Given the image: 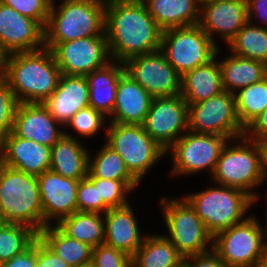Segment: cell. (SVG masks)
I'll return each instance as SVG.
<instances>
[{
	"label": "cell",
	"instance_id": "21",
	"mask_svg": "<svg viewBox=\"0 0 267 267\" xmlns=\"http://www.w3.org/2000/svg\"><path fill=\"white\" fill-rule=\"evenodd\" d=\"M134 205L108 209L104 215L105 244L126 253L131 258L140 248L147 230L142 231ZM144 232V233H143Z\"/></svg>",
	"mask_w": 267,
	"mask_h": 267
},
{
	"label": "cell",
	"instance_id": "48",
	"mask_svg": "<svg viewBox=\"0 0 267 267\" xmlns=\"http://www.w3.org/2000/svg\"><path fill=\"white\" fill-rule=\"evenodd\" d=\"M8 56L9 54L0 46V80L6 79Z\"/></svg>",
	"mask_w": 267,
	"mask_h": 267
},
{
	"label": "cell",
	"instance_id": "32",
	"mask_svg": "<svg viewBox=\"0 0 267 267\" xmlns=\"http://www.w3.org/2000/svg\"><path fill=\"white\" fill-rule=\"evenodd\" d=\"M226 46L231 54L267 64V28L247 22Z\"/></svg>",
	"mask_w": 267,
	"mask_h": 267
},
{
	"label": "cell",
	"instance_id": "7",
	"mask_svg": "<svg viewBox=\"0 0 267 267\" xmlns=\"http://www.w3.org/2000/svg\"><path fill=\"white\" fill-rule=\"evenodd\" d=\"M160 197L158 205L166 227L162 234L177 251L185 258L212 250L213 236L189 202L183 196Z\"/></svg>",
	"mask_w": 267,
	"mask_h": 267
},
{
	"label": "cell",
	"instance_id": "25",
	"mask_svg": "<svg viewBox=\"0 0 267 267\" xmlns=\"http://www.w3.org/2000/svg\"><path fill=\"white\" fill-rule=\"evenodd\" d=\"M124 72V63L111 60L85 76L89 85V106L107 118L112 115L116 103L117 85Z\"/></svg>",
	"mask_w": 267,
	"mask_h": 267
},
{
	"label": "cell",
	"instance_id": "1",
	"mask_svg": "<svg viewBox=\"0 0 267 267\" xmlns=\"http://www.w3.org/2000/svg\"><path fill=\"white\" fill-rule=\"evenodd\" d=\"M162 31L142 0L105 1V34L111 60L124 63L159 51Z\"/></svg>",
	"mask_w": 267,
	"mask_h": 267
},
{
	"label": "cell",
	"instance_id": "9",
	"mask_svg": "<svg viewBox=\"0 0 267 267\" xmlns=\"http://www.w3.org/2000/svg\"><path fill=\"white\" fill-rule=\"evenodd\" d=\"M258 214L213 237V251L227 267H256L267 258V241Z\"/></svg>",
	"mask_w": 267,
	"mask_h": 267
},
{
	"label": "cell",
	"instance_id": "15",
	"mask_svg": "<svg viewBox=\"0 0 267 267\" xmlns=\"http://www.w3.org/2000/svg\"><path fill=\"white\" fill-rule=\"evenodd\" d=\"M51 51L64 75L85 77L111 61L106 37H86L57 43Z\"/></svg>",
	"mask_w": 267,
	"mask_h": 267
},
{
	"label": "cell",
	"instance_id": "29",
	"mask_svg": "<svg viewBox=\"0 0 267 267\" xmlns=\"http://www.w3.org/2000/svg\"><path fill=\"white\" fill-rule=\"evenodd\" d=\"M38 238L71 267H83L92 262L93 247L68 237L54 224L45 226Z\"/></svg>",
	"mask_w": 267,
	"mask_h": 267
},
{
	"label": "cell",
	"instance_id": "41",
	"mask_svg": "<svg viewBox=\"0 0 267 267\" xmlns=\"http://www.w3.org/2000/svg\"><path fill=\"white\" fill-rule=\"evenodd\" d=\"M92 267H132V258L107 244L92 250Z\"/></svg>",
	"mask_w": 267,
	"mask_h": 267
},
{
	"label": "cell",
	"instance_id": "18",
	"mask_svg": "<svg viewBox=\"0 0 267 267\" xmlns=\"http://www.w3.org/2000/svg\"><path fill=\"white\" fill-rule=\"evenodd\" d=\"M0 46L8 54L41 49L44 47V28L0 2Z\"/></svg>",
	"mask_w": 267,
	"mask_h": 267
},
{
	"label": "cell",
	"instance_id": "24",
	"mask_svg": "<svg viewBox=\"0 0 267 267\" xmlns=\"http://www.w3.org/2000/svg\"><path fill=\"white\" fill-rule=\"evenodd\" d=\"M223 51L224 49L219 47L216 52L221 68L223 90L234 94L240 89L267 77L266 63L237 56L230 52L227 53L229 55L222 56L225 54Z\"/></svg>",
	"mask_w": 267,
	"mask_h": 267
},
{
	"label": "cell",
	"instance_id": "19",
	"mask_svg": "<svg viewBox=\"0 0 267 267\" xmlns=\"http://www.w3.org/2000/svg\"><path fill=\"white\" fill-rule=\"evenodd\" d=\"M13 132L23 139L51 148L64 135V127L53 118L43 103H19Z\"/></svg>",
	"mask_w": 267,
	"mask_h": 267
},
{
	"label": "cell",
	"instance_id": "35",
	"mask_svg": "<svg viewBox=\"0 0 267 267\" xmlns=\"http://www.w3.org/2000/svg\"><path fill=\"white\" fill-rule=\"evenodd\" d=\"M38 238V232L25 224L0 223V263L28 249Z\"/></svg>",
	"mask_w": 267,
	"mask_h": 267
},
{
	"label": "cell",
	"instance_id": "2",
	"mask_svg": "<svg viewBox=\"0 0 267 267\" xmlns=\"http://www.w3.org/2000/svg\"><path fill=\"white\" fill-rule=\"evenodd\" d=\"M61 75L46 47L11 53L7 59L6 80L19 103H44L56 90Z\"/></svg>",
	"mask_w": 267,
	"mask_h": 267
},
{
	"label": "cell",
	"instance_id": "6",
	"mask_svg": "<svg viewBox=\"0 0 267 267\" xmlns=\"http://www.w3.org/2000/svg\"><path fill=\"white\" fill-rule=\"evenodd\" d=\"M209 178L213 183L245 191L253 197L254 208L258 206L263 196L260 195L262 193H258L260 189L257 187L265 185L260 172L257 143L245 136L228 140Z\"/></svg>",
	"mask_w": 267,
	"mask_h": 267
},
{
	"label": "cell",
	"instance_id": "37",
	"mask_svg": "<svg viewBox=\"0 0 267 267\" xmlns=\"http://www.w3.org/2000/svg\"><path fill=\"white\" fill-rule=\"evenodd\" d=\"M95 186H98L99 199L109 208L123 207L132 200L130 193L136 192L140 186L137 180H110L101 178H89ZM129 194V195H128Z\"/></svg>",
	"mask_w": 267,
	"mask_h": 267
},
{
	"label": "cell",
	"instance_id": "11",
	"mask_svg": "<svg viewBox=\"0 0 267 267\" xmlns=\"http://www.w3.org/2000/svg\"><path fill=\"white\" fill-rule=\"evenodd\" d=\"M218 48L199 24L162 31L160 51L180 76L207 64Z\"/></svg>",
	"mask_w": 267,
	"mask_h": 267
},
{
	"label": "cell",
	"instance_id": "20",
	"mask_svg": "<svg viewBox=\"0 0 267 267\" xmlns=\"http://www.w3.org/2000/svg\"><path fill=\"white\" fill-rule=\"evenodd\" d=\"M0 162L27 174L39 176L50 170L51 148L23 139L12 131L0 141Z\"/></svg>",
	"mask_w": 267,
	"mask_h": 267
},
{
	"label": "cell",
	"instance_id": "50",
	"mask_svg": "<svg viewBox=\"0 0 267 267\" xmlns=\"http://www.w3.org/2000/svg\"><path fill=\"white\" fill-rule=\"evenodd\" d=\"M217 1H226V0H198L199 6L201 7L202 5L209 4L212 2H217Z\"/></svg>",
	"mask_w": 267,
	"mask_h": 267
},
{
	"label": "cell",
	"instance_id": "38",
	"mask_svg": "<svg viewBox=\"0 0 267 267\" xmlns=\"http://www.w3.org/2000/svg\"><path fill=\"white\" fill-rule=\"evenodd\" d=\"M109 208L99 199L98 186L86 176L79 180L77 211L104 214Z\"/></svg>",
	"mask_w": 267,
	"mask_h": 267
},
{
	"label": "cell",
	"instance_id": "28",
	"mask_svg": "<svg viewBox=\"0 0 267 267\" xmlns=\"http://www.w3.org/2000/svg\"><path fill=\"white\" fill-rule=\"evenodd\" d=\"M162 30L199 24L198 0H142Z\"/></svg>",
	"mask_w": 267,
	"mask_h": 267
},
{
	"label": "cell",
	"instance_id": "36",
	"mask_svg": "<svg viewBox=\"0 0 267 267\" xmlns=\"http://www.w3.org/2000/svg\"><path fill=\"white\" fill-rule=\"evenodd\" d=\"M107 125L108 118L91 106H88L79 110L66 123L64 126V135L79 140H89L90 138H95L97 135H101L102 131L104 133L102 135H106Z\"/></svg>",
	"mask_w": 267,
	"mask_h": 267
},
{
	"label": "cell",
	"instance_id": "14",
	"mask_svg": "<svg viewBox=\"0 0 267 267\" xmlns=\"http://www.w3.org/2000/svg\"><path fill=\"white\" fill-rule=\"evenodd\" d=\"M125 72L153 98L181 94V76L159 50L124 62Z\"/></svg>",
	"mask_w": 267,
	"mask_h": 267
},
{
	"label": "cell",
	"instance_id": "8",
	"mask_svg": "<svg viewBox=\"0 0 267 267\" xmlns=\"http://www.w3.org/2000/svg\"><path fill=\"white\" fill-rule=\"evenodd\" d=\"M102 139L123 159L129 173L140 184L152 171L151 168L169 156L142 125L108 122L106 135Z\"/></svg>",
	"mask_w": 267,
	"mask_h": 267
},
{
	"label": "cell",
	"instance_id": "42",
	"mask_svg": "<svg viewBox=\"0 0 267 267\" xmlns=\"http://www.w3.org/2000/svg\"><path fill=\"white\" fill-rule=\"evenodd\" d=\"M35 267H71L37 238V261Z\"/></svg>",
	"mask_w": 267,
	"mask_h": 267
},
{
	"label": "cell",
	"instance_id": "5",
	"mask_svg": "<svg viewBox=\"0 0 267 267\" xmlns=\"http://www.w3.org/2000/svg\"><path fill=\"white\" fill-rule=\"evenodd\" d=\"M0 221L30 226L38 233L44 216L37 176L0 162Z\"/></svg>",
	"mask_w": 267,
	"mask_h": 267
},
{
	"label": "cell",
	"instance_id": "46",
	"mask_svg": "<svg viewBox=\"0 0 267 267\" xmlns=\"http://www.w3.org/2000/svg\"><path fill=\"white\" fill-rule=\"evenodd\" d=\"M244 136L253 141L267 140V108L245 129Z\"/></svg>",
	"mask_w": 267,
	"mask_h": 267
},
{
	"label": "cell",
	"instance_id": "12",
	"mask_svg": "<svg viewBox=\"0 0 267 267\" xmlns=\"http://www.w3.org/2000/svg\"><path fill=\"white\" fill-rule=\"evenodd\" d=\"M188 130L228 140L244 136L245 129L235 113L234 94L223 90L207 100L188 105Z\"/></svg>",
	"mask_w": 267,
	"mask_h": 267
},
{
	"label": "cell",
	"instance_id": "13",
	"mask_svg": "<svg viewBox=\"0 0 267 267\" xmlns=\"http://www.w3.org/2000/svg\"><path fill=\"white\" fill-rule=\"evenodd\" d=\"M142 127L167 151L188 130L187 102L181 94L152 98Z\"/></svg>",
	"mask_w": 267,
	"mask_h": 267
},
{
	"label": "cell",
	"instance_id": "45",
	"mask_svg": "<svg viewBox=\"0 0 267 267\" xmlns=\"http://www.w3.org/2000/svg\"><path fill=\"white\" fill-rule=\"evenodd\" d=\"M37 261V239L24 252L0 263V267H35Z\"/></svg>",
	"mask_w": 267,
	"mask_h": 267
},
{
	"label": "cell",
	"instance_id": "23",
	"mask_svg": "<svg viewBox=\"0 0 267 267\" xmlns=\"http://www.w3.org/2000/svg\"><path fill=\"white\" fill-rule=\"evenodd\" d=\"M152 98L140 84L124 72L117 85L116 103L108 122L142 125Z\"/></svg>",
	"mask_w": 267,
	"mask_h": 267
},
{
	"label": "cell",
	"instance_id": "27",
	"mask_svg": "<svg viewBox=\"0 0 267 267\" xmlns=\"http://www.w3.org/2000/svg\"><path fill=\"white\" fill-rule=\"evenodd\" d=\"M222 91L221 68L217 56L181 76V96L188 105L207 100Z\"/></svg>",
	"mask_w": 267,
	"mask_h": 267
},
{
	"label": "cell",
	"instance_id": "52",
	"mask_svg": "<svg viewBox=\"0 0 267 267\" xmlns=\"http://www.w3.org/2000/svg\"><path fill=\"white\" fill-rule=\"evenodd\" d=\"M50 5L56 3V0H46ZM59 1H62V0H59Z\"/></svg>",
	"mask_w": 267,
	"mask_h": 267
},
{
	"label": "cell",
	"instance_id": "16",
	"mask_svg": "<svg viewBox=\"0 0 267 267\" xmlns=\"http://www.w3.org/2000/svg\"><path fill=\"white\" fill-rule=\"evenodd\" d=\"M37 180L44 227L56 225L62 218L77 211V189L81 179L66 178L48 170L37 176Z\"/></svg>",
	"mask_w": 267,
	"mask_h": 267
},
{
	"label": "cell",
	"instance_id": "39",
	"mask_svg": "<svg viewBox=\"0 0 267 267\" xmlns=\"http://www.w3.org/2000/svg\"><path fill=\"white\" fill-rule=\"evenodd\" d=\"M19 102L6 79L0 80V141L13 131L14 117Z\"/></svg>",
	"mask_w": 267,
	"mask_h": 267
},
{
	"label": "cell",
	"instance_id": "10",
	"mask_svg": "<svg viewBox=\"0 0 267 267\" xmlns=\"http://www.w3.org/2000/svg\"><path fill=\"white\" fill-rule=\"evenodd\" d=\"M227 138L215 134L194 133L187 130L167 151L171 155L170 177H195L199 173L211 177ZM195 174V175H194Z\"/></svg>",
	"mask_w": 267,
	"mask_h": 267
},
{
	"label": "cell",
	"instance_id": "17",
	"mask_svg": "<svg viewBox=\"0 0 267 267\" xmlns=\"http://www.w3.org/2000/svg\"><path fill=\"white\" fill-rule=\"evenodd\" d=\"M247 22V0L217 1L200 7L199 25L218 47L217 38L227 45Z\"/></svg>",
	"mask_w": 267,
	"mask_h": 267
},
{
	"label": "cell",
	"instance_id": "49",
	"mask_svg": "<svg viewBox=\"0 0 267 267\" xmlns=\"http://www.w3.org/2000/svg\"><path fill=\"white\" fill-rule=\"evenodd\" d=\"M264 192H265V194H263L264 195V200L266 201L265 203V205H266V213H267V189H266V191L264 190ZM266 219L264 220L265 222V224L263 223V225H262V220L260 221V226H261V229H262V231H263V233H264V235H265V239H266V241H267V214H266V217H265Z\"/></svg>",
	"mask_w": 267,
	"mask_h": 267
},
{
	"label": "cell",
	"instance_id": "51",
	"mask_svg": "<svg viewBox=\"0 0 267 267\" xmlns=\"http://www.w3.org/2000/svg\"><path fill=\"white\" fill-rule=\"evenodd\" d=\"M256 267H267V258L263 259Z\"/></svg>",
	"mask_w": 267,
	"mask_h": 267
},
{
	"label": "cell",
	"instance_id": "40",
	"mask_svg": "<svg viewBox=\"0 0 267 267\" xmlns=\"http://www.w3.org/2000/svg\"><path fill=\"white\" fill-rule=\"evenodd\" d=\"M0 2L37 21L43 28L46 27L51 7L46 0H0Z\"/></svg>",
	"mask_w": 267,
	"mask_h": 267
},
{
	"label": "cell",
	"instance_id": "4",
	"mask_svg": "<svg viewBox=\"0 0 267 267\" xmlns=\"http://www.w3.org/2000/svg\"><path fill=\"white\" fill-rule=\"evenodd\" d=\"M210 183L211 185L202 191L188 192L189 194L183 197L214 237L252 215L250 210H253V197L238 188L219 185L212 181Z\"/></svg>",
	"mask_w": 267,
	"mask_h": 267
},
{
	"label": "cell",
	"instance_id": "44",
	"mask_svg": "<svg viewBox=\"0 0 267 267\" xmlns=\"http://www.w3.org/2000/svg\"><path fill=\"white\" fill-rule=\"evenodd\" d=\"M183 262L187 267H227L213 250L203 254L187 256Z\"/></svg>",
	"mask_w": 267,
	"mask_h": 267
},
{
	"label": "cell",
	"instance_id": "43",
	"mask_svg": "<svg viewBox=\"0 0 267 267\" xmlns=\"http://www.w3.org/2000/svg\"><path fill=\"white\" fill-rule=\"evenodd\" d=\"M248 23L267 28V0H247Z\"/></svg>",
	"mask_w": 267,
	"mask_h": 267
},
{
	"label": "cell",
	"instance_id": "33",
	"mask_svg": "<svg viewBox=\"0 0 267 267\" xmlns=\"http://www.w3.org/2000/svg\"><path fill=\"white\" fill-rule=\"evenodd\" d=\"M102 142L96 151L94 149L89 150L87 177L110 180H136L129 173L123 159L117 152L104 141Z\"/></svg>",
	"mask_w": 267,
	"mask_h": 267
},
{
	"label": "cell",
	"instance_id": "22",
	"mask_svg": "<svg viewBox=\"0 0 267 267\" xmlns=\"http://www.w3.org/2000/svg\"><path fill=\"white\" fill-rule=\"evenodd\" d=\"M89 85L84 76L62 74L53 94L43 103L63 127L79 110L89 106Z\"/></svg>",
	"mask_w": 267,
	"mask_h": 267
},
{
	"label": "cell",
	"instance_id": "53",
	"mask_svg": "<svg viewBox=\"0 0 267 267\" xmlns=\"http://www.w3.org/2000/svg\"><path fill=\"white\" fill-rule=\"evenodd\" d=\"M178 267H187V265L184 262H182Z\"/></svg>",
	"mask_w": 267,
	"mask_h": 267
},
{
	"label": "cell",
	"instance_id": "30",
	"mask_svg": "<svg viewBox=\"0 0 267 267\" xmlns=\"http://www.w3.org/2000/svg\"><path fill=\"white\" fill-rule=\"evenodd\" d=\"M183 261L184 257L162 233L148 232L132 257V267H178Z\"/></svg>",
	"mask_w": 267,
	"mask_h": 267
},
{
	"label": "cell",
	"instance_id": "31",
	"mask_svg": "<svg viewBox=\"0 0 267 267\" xmlns=\"http://www.w3.org/2000/svg\"><path fill=\"white\" fill-rule=\"evenodd\" d=\"M56 226L68 237L97 247L105 243L104 215L79 212L62 218Z\"/></svg>",
	"mask_w": 267,
	"mask_h": 267
},
{
	"label": "cell",
	"instance_id": "26",
	"mask_svg": "<svg viewBox=\"0 0 267 267\" xmlns=\"http://www.w3.org/2000/svg\"><path fill=\"white\" fill-rule=\"evenodd\" d=\"M83 141L63 135L51 147L50 170L66 178H85L88 175L89 149Z\"/></svg>",
	"mask_w": 267,
	"mask_h": 267
},
{
	"label": "cell",
	"instance_id": "47",
	"mask_svg": "<svg viewBox=\"0 0 267 267\" xmlns=\"http://www.w3.org/2000/svg\"><path fill=\"white\" fill-rule=\"evenodd\" d=\"M258 146L259 160H260V172L264 183L267 186V140L255 141Z\"/></svg>",
	"mask_w": 267,
	"mask_h": 267
},
{
	"label": "cell",
	"instance_id": "34",
	"mask_svg": "<svg viewBox=\"0 0 267 267\" xmlns=\"http://www.w3.org/2000/svg\"><path fill=\"white\" fill-rule=\"evenodd\" d=\"M235 96V113L246 129L267 108V77L240 89Z\"/></svg>",
	"mask_w": 267,
	"mask_h": 267
},
{
	"label": "cell",
	"instance_id": "3",
	"mask_svg": "<svg viewBox=\"0 0 267 267\" xmlns=\"http://www.w3.org/2000/svg\"><path fill=\"white\" fill-rule=\"evenodd\" d=\"M106 0H62L51 5L44 47L86 37H106Z\"/></svg>",
	"mask_w": 267,
	"mask_h": 267
}]
</instances>
